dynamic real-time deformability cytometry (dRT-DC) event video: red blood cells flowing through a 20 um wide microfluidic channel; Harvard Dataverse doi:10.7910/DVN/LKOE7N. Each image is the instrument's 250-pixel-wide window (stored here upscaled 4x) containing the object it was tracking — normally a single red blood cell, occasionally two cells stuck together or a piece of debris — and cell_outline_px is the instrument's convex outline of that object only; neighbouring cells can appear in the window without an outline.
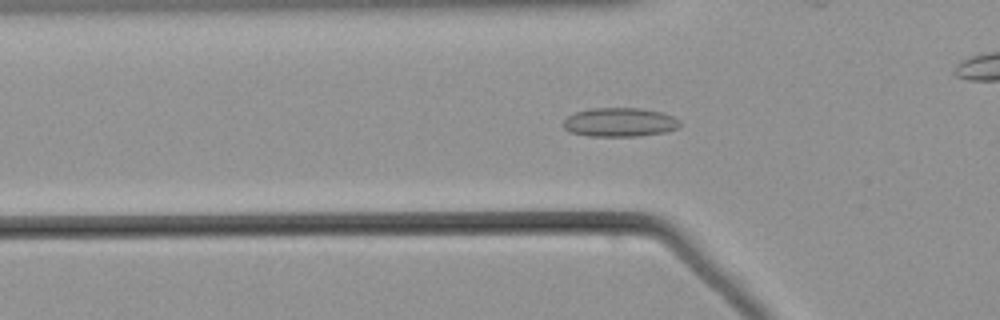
{"species": "common noctule bat (a hibernating species)", "species_latin": "Nyctalus noctula", "temperature_condition": "warm", "stored_images_in_passage": 40, "camera_frame_rate_fps": 3000, "um_per_image_px": 0.085, "animal": {"sex": "male", "body_mass_g": 21.5, "forearm_length_mm": 52.0}, "frame": {"image": 1, "passage_image": 3, "time_ms": 0.667, "image_size_px": [1000, 320], "cell_outline_px": [[680, 128], [668, 132], [640, 136], [588, 136], [572, 132], [564, 128], [564, 120], [568, 116], [576, 112], [588, 108], [640, 108], [664, 112], [680, 120]], "centroid_in_image_um": [52.74, 10.39], "position_along_channel_um": 73.1, "area_um2": 19.88}}
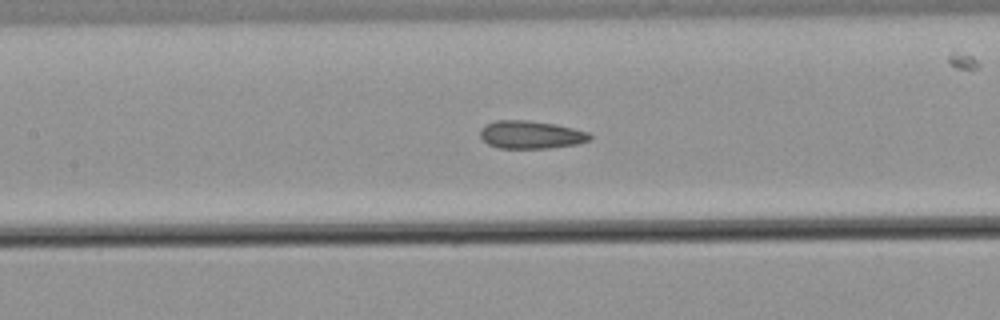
{"frame": {"image": 2, "passage_image": 10, "time_ms": 3.0, "image_size_px": [1000, 320], "cell_outline_px": [[592, 140], [576, 144], [548, 148], [500, 148], [488, 144], [480, 136], [480, 132], [488, 124], [496, 120], [528, 120], [556, 124], [588, 132], [592, 136]], "centroid_in_image_um": [45.16, 11.45], "position_along_channel_um": 162.2, "area_um2": 17.69}}
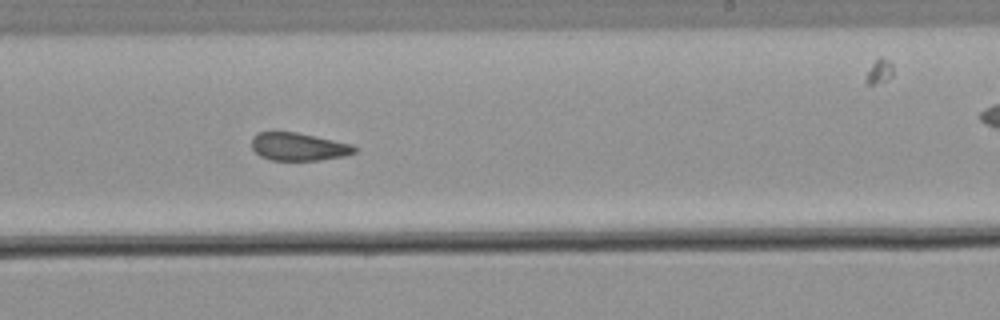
{"frame": {"image": 3, "passage_image": 18, "time_ms": 5.667, "image_size_px": [1000, 320], "cell_outline_px": [[356, 152], [344, 156], [320, 160], [272, 160], [260, 156], [252, 148], [252, 136], [260, 132], [296, 132], [352, 144], [356, 148]], "centroid_in_image_um": [25.37, 12.47], "position_along_channel_um": 263.6, "area_um2": 16.59}}